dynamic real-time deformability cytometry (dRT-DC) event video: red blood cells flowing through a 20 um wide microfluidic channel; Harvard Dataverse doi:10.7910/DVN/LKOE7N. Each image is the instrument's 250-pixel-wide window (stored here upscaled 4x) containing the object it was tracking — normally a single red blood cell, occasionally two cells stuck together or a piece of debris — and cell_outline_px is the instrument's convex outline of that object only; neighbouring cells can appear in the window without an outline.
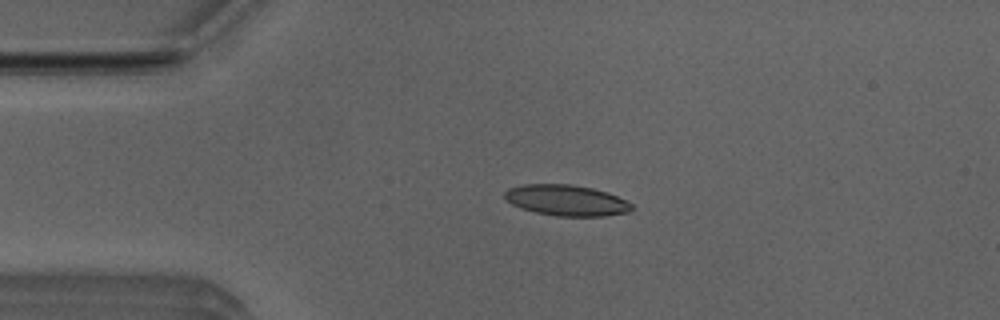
{"species": "Egyptian fruit bat (a non-hibernating species)", "species_latin": "Rousettus aegyptiacus", "temperature_condition": "room temperature", "stored_images_in_passage": 5, "camera_frame_rate_fps": 3000, "um_per_image_px": 0.085, "animal": {"sex": "male"}, "frame": {"image": 1, "passage_image": 4, "time_ms": 1.0, "image_size_px": [1000, 320], "cell_outline_px": [[632, 208], [628, 212], [604, 216], [556, 216], [536, 212], [520, 208], [504, 200], [504, 192], [508, 188], [524, 184], [572, 184], [592, 188], [608, 192], [632, 204]], "centroid_in_image_um": [48.1, 17.02], "position_along_channel_um": 36.9, "area_um2": 22.89}}